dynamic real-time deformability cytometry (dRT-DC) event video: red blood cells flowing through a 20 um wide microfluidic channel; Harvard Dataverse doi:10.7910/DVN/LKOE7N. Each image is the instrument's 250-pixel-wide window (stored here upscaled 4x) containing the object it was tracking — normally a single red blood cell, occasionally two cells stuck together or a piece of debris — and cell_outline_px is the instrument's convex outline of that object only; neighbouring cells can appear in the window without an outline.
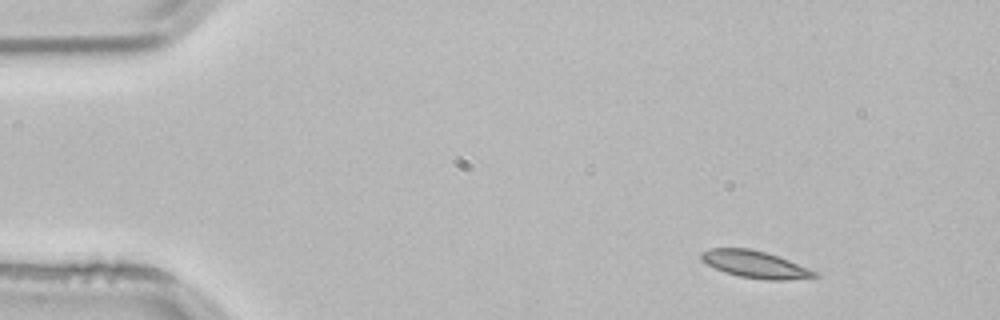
{"species": "common noctule bat (a hibernating species)", "species_latin": "Nyctalus noctula", "temperature_condition": "room temperature", "stored_images_in_passage": 2, "camera_frame_rate_fps": 3000, "um_per_image_px": 0.085, "animal": {"sex": "male", "body_mass_g": 21.5, "forearm_length_mm": 52.0}, "frame": {"image": 1, "passage_image": 1, "time_ms": 0.0, "image_size_px": [1000, 320], "cell_outline_px": [[820, 276], [784, 280], [768, 280], [740, 276], [724, 272], [700, 260], [700, 252], [708, 248], [748, 248], [764, 252], [788, 260], [808, 268], [816, 272]], "centroid_in_image_um": [64.13, 22.46], "position_along_channel_um": 20.9, "area_um2": 17.63}}